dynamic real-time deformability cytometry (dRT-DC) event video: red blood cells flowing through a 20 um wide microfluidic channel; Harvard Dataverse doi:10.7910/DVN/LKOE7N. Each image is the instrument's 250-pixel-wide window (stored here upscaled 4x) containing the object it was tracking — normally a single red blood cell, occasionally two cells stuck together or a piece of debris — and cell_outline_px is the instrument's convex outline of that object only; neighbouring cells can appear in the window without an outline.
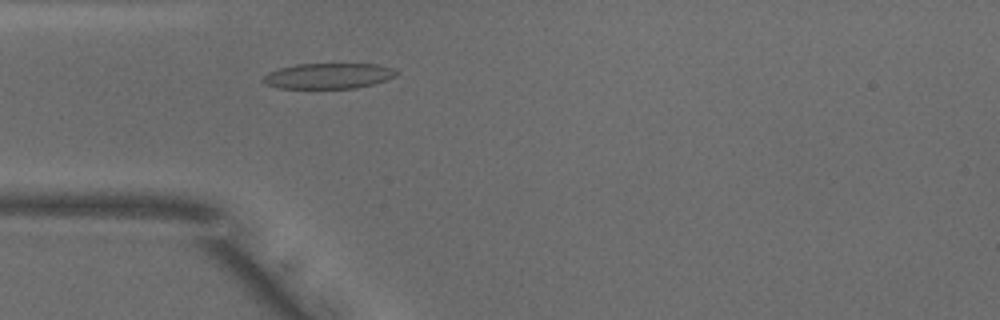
{"species": "common noctule bat (a hibernating species)", "species_latin": "Nyctalus noctula", "temperature_condition": "warm", "stored_images_in_passage": 29, "camera_frame_rate_fps": 3000, "um_per_image_px": 0.085, "animal": {"sex": "male", "body_mass_g": 18.8}, "frame": {"image": 1, "passage_image": 3, "time_ms": 0.667, "image_size_px": [1000, 320], "cell_outline_px": [[396, 76], [388, 80], [356, 88], [276, 88], [264, 84], [260, 80], [268, 72], [280, 68], [296, 64], [376, 64], [392, 68], [396, 72]], "centroid_in_image_um": [27.87, 6.46], "position_along_channel_um": 57.1, "area_um2": 19.88}}
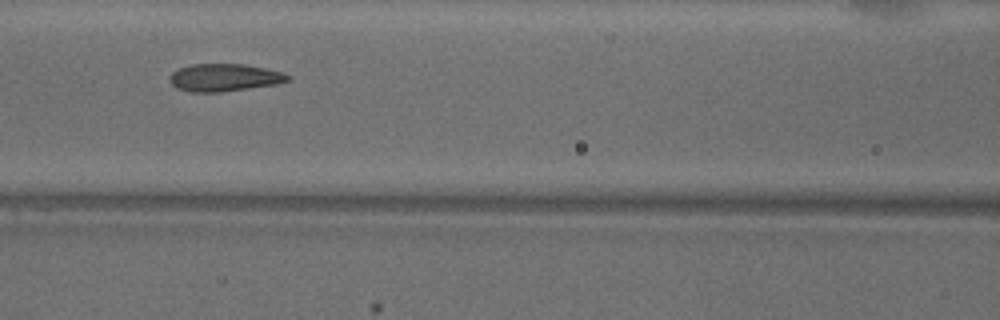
{"frame": {"image": 2, "passage_image": 10, "time_ms": 3.0, "image_size_px": [1000, 320], "cell_outline_px": [[292, 80], [276, 84], [220, 92], [192, 92], [176, 88], [168, 80], [172, 72], [180, 68], [192, 64], [244, 64], [284, 72], [292, 76]], "centroid_in_image_um": [19.09, 6.59], "position_along_channel_um": 147.5, "area_um2": 19.02}}
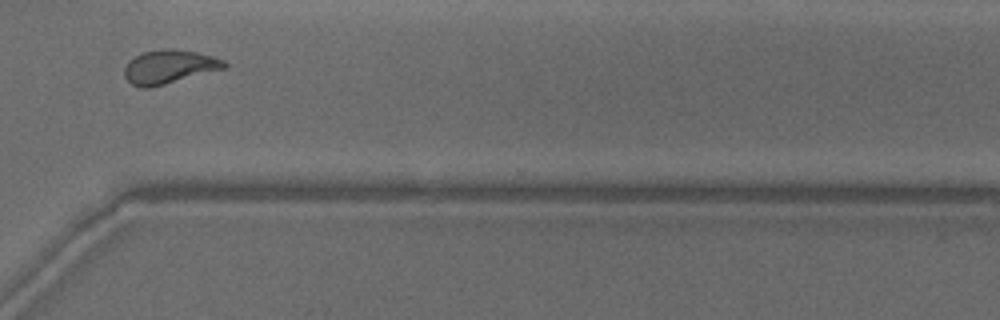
{"frame": {"image": 3, "passage_image": 26, "time_ms": 8.333, "image_size_px": [1000, 320], "cell_outline_px": [[228, 68], [148, 88], [140, 88], [132, 84], [124, 76], [124, 68], [128, 60], [144, 52], [164, 48], [172, 48], [196, 52], [212, 56], [224, 60], [228, 64]], "centroid_in_image_um": [14.39, 5.67], "position_along_channel_um": 356.2, "area_um2": 19.71}, "authors_computed_cell_mechanics": {"area_um2": 19.0162, "velocity_mm_per_s": 3.9232, "shape_relaxation_time_tau1_ms": 8.1501, "shape_relaxation_time_tau2_ms": 0.5892, "deformation_change_tau1": 0.2179, "deformation_change_tau2": 0.0644}}